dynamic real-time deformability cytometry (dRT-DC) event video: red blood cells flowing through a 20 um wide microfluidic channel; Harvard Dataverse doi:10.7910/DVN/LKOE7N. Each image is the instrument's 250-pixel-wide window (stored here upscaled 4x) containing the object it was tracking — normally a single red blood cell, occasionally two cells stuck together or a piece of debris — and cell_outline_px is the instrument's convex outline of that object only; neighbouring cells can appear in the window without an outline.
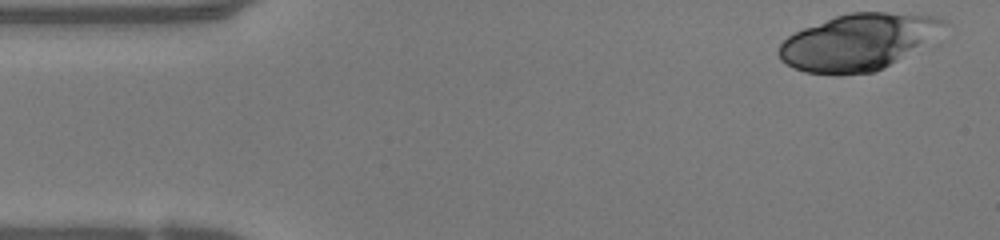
{"species": "human", "species_latin": "Homo sapiens", "temperature_condition": "warm", "stored_images_in_passage": 47, "camera_frame_rate_fps": 3000, "um_per_image_px": 0.085, "donor": {"sex": "female"}, "frame": {"image": 1, "passage_image": 1, "time_ms": 0.0, "image_size_px": [1000, 240], "cell_outline_px": [[948, 24], [896, 60], [884, 68], [872, 72], [836, 76], [804, 72], [792, 68], [780, 60], [776, 52], [780, 44], [788, 36], [804, 28], [836, 16], [852, 12], [888, 12], [936, 16], [944, 20]], "centroid_in_image_um": [72.8, 3.59], "position_along_channel_um": 12.2, "area_um2": 53.23}}
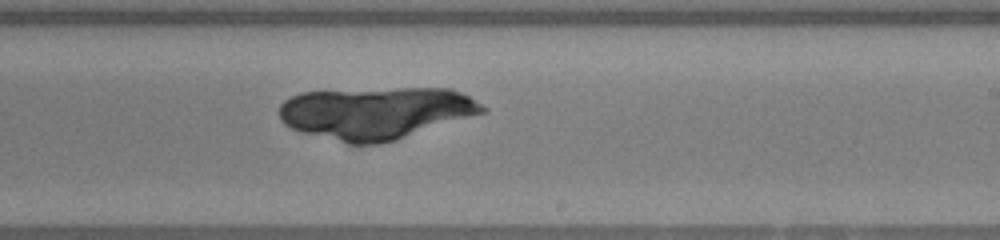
{"frame": {"image": 2, "passage_image": 27, "time_ms": 8.667, "image_size_px": [1000, 240], "cell_outline_px": [[488, 112], [396, 140], [380, 144], [348, 144], [300, 132], [284, 124], [280, 120], [280, 104], [284, 100], [300, 92], [396, 88], [452, 88], [468, 96], [488, 108]], "centroid_in_image_um": [31.97, 9.6], "position_along_channel_um": 257.0, "area_um2": 62.19}}
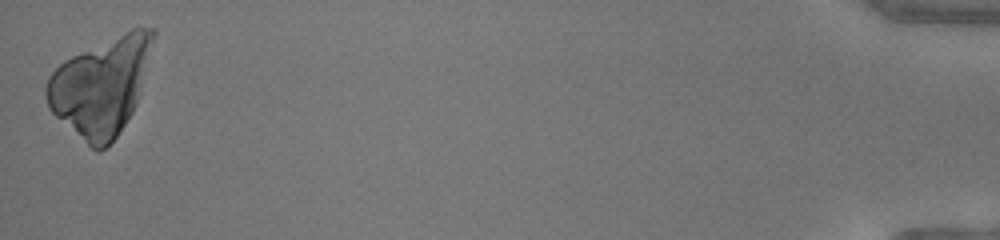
{"frame": {"image": 3, "passage_image": 47, "time_ms": 15.333, "image_size_px": [1000, 240], "cell_outline_px": [[156, 32], [136, 104], [132, 112], [116, 136], [100, 152], [96, 152], [56, 116], [48, 108], [44, 92], [44, 88], [48, 76], [64, 60], [72, 56], [132, 28], [156, 28]], "centroid_in_image_um": [8.55, 7.32], "position_along_channel_um": 426.6, "area_um2": 59.77}}